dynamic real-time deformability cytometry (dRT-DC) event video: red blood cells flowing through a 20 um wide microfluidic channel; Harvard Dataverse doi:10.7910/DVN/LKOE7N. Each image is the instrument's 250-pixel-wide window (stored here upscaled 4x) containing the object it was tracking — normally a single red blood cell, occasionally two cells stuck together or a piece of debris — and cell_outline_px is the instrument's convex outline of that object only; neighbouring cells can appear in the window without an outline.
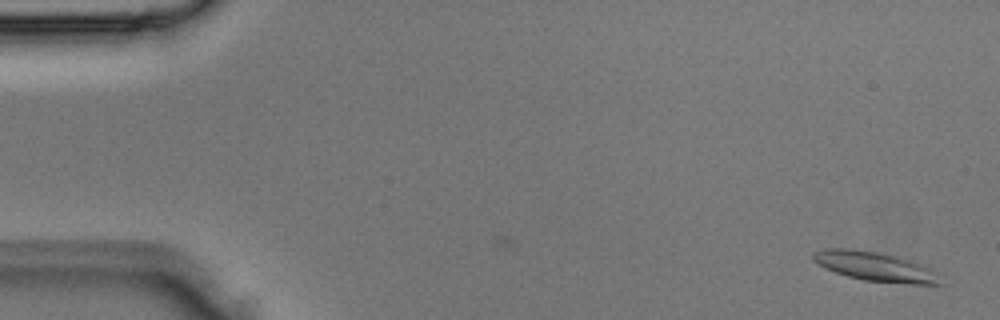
{"species": "Egyptian fruit bat (a non-hibernating species)", "species_latin": "Rousettus aegyptiacus", "temperature_condition": "room temperature", "stored_images_in_passage": 4, "camera_frame_rate_fps": 3000, "um_per_image_px": 0.085, "animal": {"sex": "male"}, "frame": {"image": 1, "passage_image": 1, "time_ms": 0.0, "image_size_px": [1000, 320], "cell_outline_px": [[944, 284], [912, 284], [864, 280], [848, 276], [824, 268], [812, 260], [812, 252], [828, 248], [844, 248], [876, 252], [916, 260], [940, 272]], "centroid_in_image_um": [74.49, 22.66], "position_along_channel_um": 10.5, "area_um2": 22.14}}
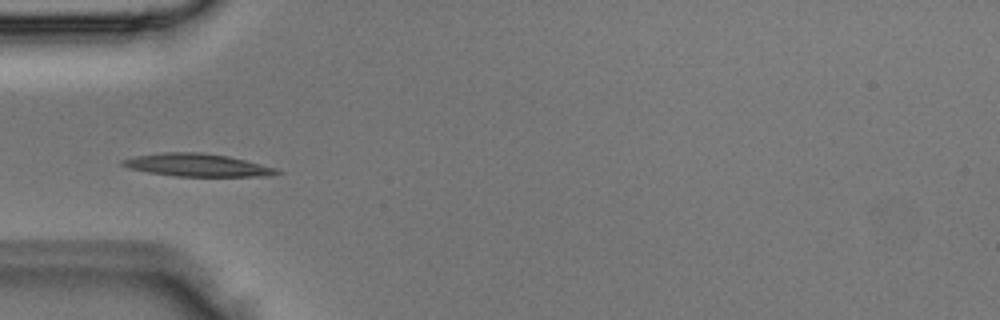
{"frame": {"image": 2, "passage_image": 4, "time_ms": 1.0, "image_size_px": [1000, 320], "cell_outline_px": [[284, 172], [260, 176], [176, 176], [148, 172], [128, 168], [120, 164], [120, 160], [136, 156], [164, 152], [200, 152], [228, 156], [276, 168]], "centroid_in_image_um": [16.71, 14.03], "position_along_channel_um": 68.3, "area_um2": 20.23}}